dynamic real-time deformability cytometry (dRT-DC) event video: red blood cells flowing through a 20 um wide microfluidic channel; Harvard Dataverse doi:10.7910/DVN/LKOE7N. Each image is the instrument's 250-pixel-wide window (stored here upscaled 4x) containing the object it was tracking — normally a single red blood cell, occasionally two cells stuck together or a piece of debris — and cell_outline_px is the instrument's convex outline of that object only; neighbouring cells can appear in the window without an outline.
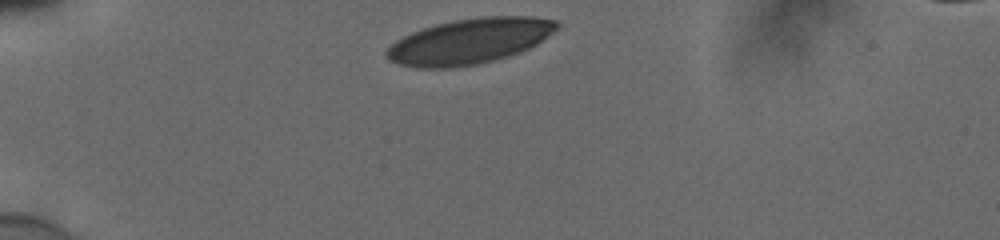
{"species": "human", "species_latin": "Homo sapiens", "temperature_condition": "cold", "stored_images_in_passage": 32, "camera_frame_rate_fps": 3000, "um_per_image_px": 0.085, "donor": {"sex": "male"}, "frame": {"image": 1, "passage_image": 1, "time_ms": 0.0, "image_size_px": [1000, 240], "cell_outline_px": [[560, 28], [536, 44], [520, 52], [508, 56], [476, 64], [452, 68], [416, 68], [400, 64], [388, 60], [384, 56], [384, 52], [396, 40], [412, 32], [436, 24], [452, 20], [480, 16], [532, 16], [556, 20], [560, 24]], "centroid_in_image_um": [39.91, 3.49], "position_along_channel_um": 45.1, "area_um2": 45.2}}
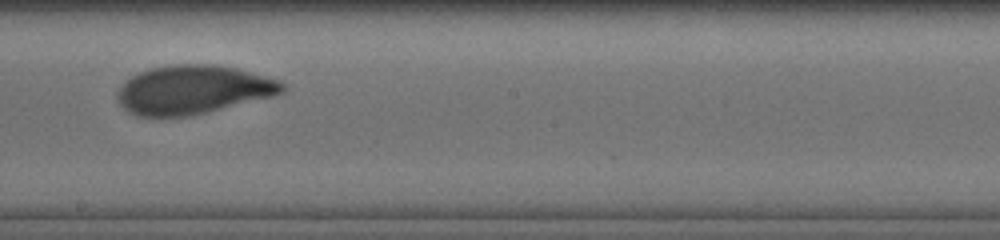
{"frame": {"image": 2, "passage_image": 19, "time_ms": 6.0, "image_size_px": [1000, 240], "cell_outline_px": [[284, 92], [272, 96], [192, 116], [136, 116], [128, 112], [116, 100], [116, 92], [132, 76], [140, 72], [152, 68], [172, 64], [216, 64], [236, 68], [280, 80], [284, 84]], "centroid_in_image_um": [16.4, 7.63], "position_along_channel_um": 231.8, "area_um2": 46.76}}
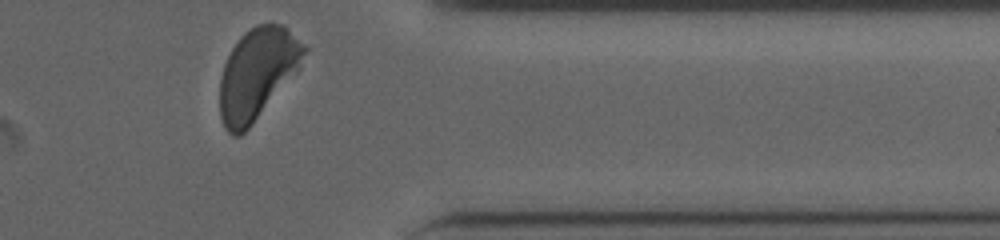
{"frame": {"image": 3, "passage_image": 32, "time_ms": 10.333, "image_size_px": [1000, 240], "cell_outline_px": [[308, 48], [300, 68], [252, 124], [240, 136], [232, 136], [224, 128], [220, 116], [220, 76], [224, 64], [232, 48], [240, 36], [244, 32], [256, 24], [284, 24], [308, 44]], "centroid_in_image_um": [21.9, 6.23], "position_along_channel_um": 389.5, "area_um2": 45.08}, "authors_computed_cell_mechanics": {"area_um2": 46.7891, "velocity_mm_per_s": 3.8313, "shape_relaxation_time_tau1_ms": 3.8454, "shape_relaxation_time_tau2_ms": null, "deformation_change_tau1": 0.1534, "deformation_change_tau2": null}}